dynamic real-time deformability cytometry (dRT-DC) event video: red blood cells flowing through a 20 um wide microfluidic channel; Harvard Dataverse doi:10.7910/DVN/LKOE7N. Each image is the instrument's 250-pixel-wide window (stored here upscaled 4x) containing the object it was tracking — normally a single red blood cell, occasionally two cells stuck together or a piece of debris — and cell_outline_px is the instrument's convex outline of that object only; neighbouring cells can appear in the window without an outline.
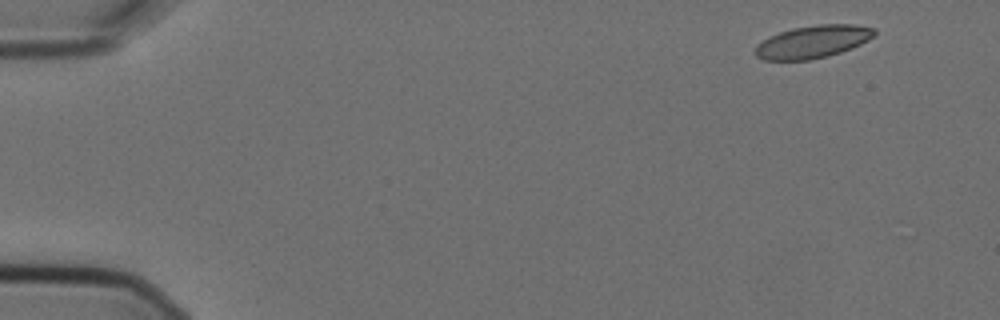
{"species": "Egyptian fruit bat (a non-hibernating species)", "species_latin": "Rousettus aegyptiacus", "temperature_condition": "cold", "stored_images_in_passage": 4, "camera_frame_rate_fps": 3000, "um_per_image_px": 0.085, "animal": {"sex": "female"}, "frame": {"image": 1, "passage_image": 1, "time_ms": 0.0, "image_size_px": [1000, 320], "cell_outline_px": [[876, 32], [868, 40], [852, 48], [828, 56], [808, 60], [764, 60], [756, 56], [756, 44], [768, 36], [792, 28], [816, 24], [856, 24], [876, 28]], "centroid_in_image_um": [69.09, 3.54], "position_along_channel_um": 15.9, "area_um2": 22.77}}
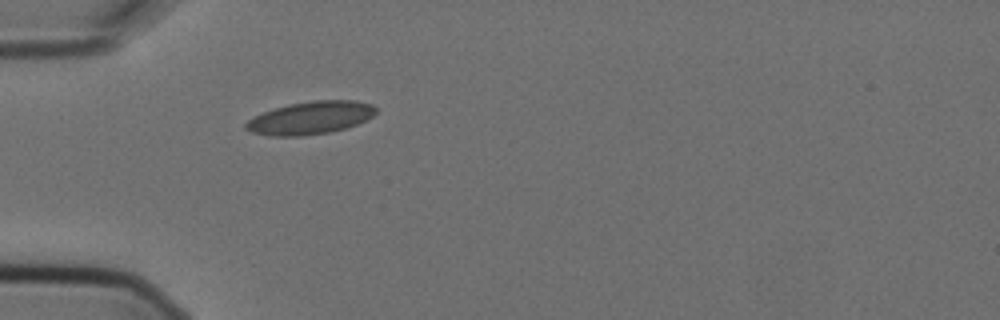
{"frame": {"image": 2, "passage_image": 4, "time_ms": 1.0, "image_size_px": [1000, 320], "cell_outline_px": [[376, 112], [372, 116], [356, 124], [332, 132], [300, 136], [268, 136], [252, 132], [244, 128], [244, 124], [248, 120], [264, 112], [288, 104], [312, 100], [356, 100], [372, 104], [376, 108]], "centroid_in_image_um": [26.38, 10.01], "position_along_channel_um": 58.6, "area_um2": 24.8}}